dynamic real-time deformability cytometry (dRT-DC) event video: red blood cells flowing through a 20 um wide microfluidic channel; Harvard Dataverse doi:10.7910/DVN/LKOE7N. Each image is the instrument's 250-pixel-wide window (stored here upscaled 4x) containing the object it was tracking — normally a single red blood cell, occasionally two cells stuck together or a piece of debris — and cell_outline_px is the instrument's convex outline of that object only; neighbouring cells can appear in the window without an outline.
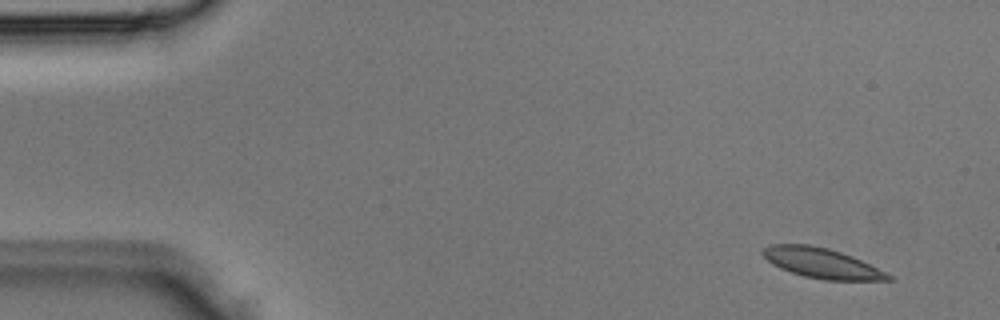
{"species": "Egyptian fruit bat (a non-hibernating species)", "species_latin": "Rousettus aegyptiacus", "temperature_condition": "room temperature", "stored_images_in_passage": 4, "camera_frame_rate_fps": 3000, "um_per_image_px": 0.085, "animal": {"sex": "male"}, "frame": {"image": 1, "passage_image": 1, "time_ms": 0.0, "image_size_px": [1000, 320], "cell_outline_px": [[892, 280], [824, 280], [804, 276], [780, 268], [772, 264], [760, 252], [764, 248], [772, 244], [808, 244], [828, 248], [852, 256], [892, 276]], "centroid_in_image_um": [69.8, 22.36], "position_along_channel_um": 15.2, "area_um2": 21.62}}